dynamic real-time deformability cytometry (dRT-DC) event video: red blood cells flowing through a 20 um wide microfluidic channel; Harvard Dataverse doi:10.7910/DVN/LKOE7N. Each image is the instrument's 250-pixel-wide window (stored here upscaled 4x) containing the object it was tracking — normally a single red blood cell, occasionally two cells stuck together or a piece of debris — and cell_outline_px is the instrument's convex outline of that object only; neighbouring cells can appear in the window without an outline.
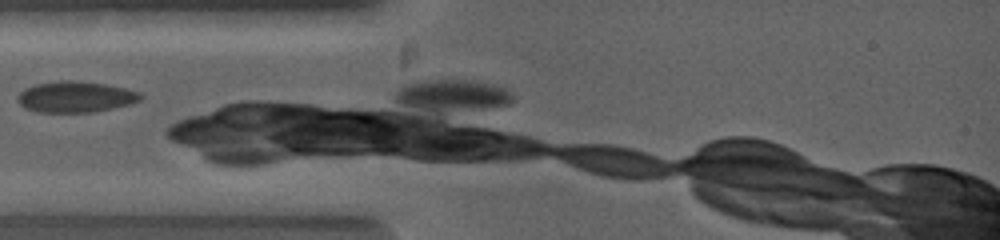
{"species": "common noctule bat (a hibernating species)", "species_latin": "Nyctalus noctula", "temperature_condition": "warm", "stored_images_in_passage": 3, "camera_frame_rate_fps": 5000, "um_per_image_px": 0.085, "animal": {"sex": "female", "body_mass_g": 19.0, "forearm_length_mm": 53.3}, "frame": {"image": 1, "passage_image": 1, "time_ms": 0.0, "image_size_px": [1000, 240], "cell_outline_px": [[144, 96], [140, 100], [128, 104], [112, 108], [92, 112], [36, 112], [24, 108], [20, 104], [16, 96], [20, 92], [36, 84], [104, 84], [124, 88], [140, 92]], "centroid_in_image_um": [6.44, 8.3], "position_along_channel_um": 78.6, "area_um2": 20.92}}